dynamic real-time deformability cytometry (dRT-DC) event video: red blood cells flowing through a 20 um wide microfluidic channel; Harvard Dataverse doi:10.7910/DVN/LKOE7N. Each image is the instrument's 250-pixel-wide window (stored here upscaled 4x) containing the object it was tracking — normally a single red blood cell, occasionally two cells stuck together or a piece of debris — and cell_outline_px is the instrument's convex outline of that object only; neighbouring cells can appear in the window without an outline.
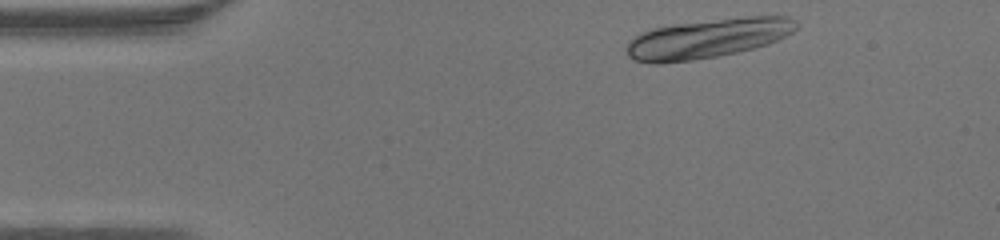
{"species": "human", "species_latin": "Homo sapiens", "temperature_condition": "warm", "stored_images_in_passage": 40, "camera_frame_rate_fps": 3000, "um_per_image_px": 0.085, "donor": {"sex": "male"}, "frame": {"image": 1, "passage_image": 1, "time_ms": 0.0, "image_size_px": [1000, 240], "cell_outline_px": [[800, 24], [792, 32], [768, 44], [736, 52], [716, 56], [692, 60], [660, 64], [652, 64], [636, 60], [628, 56], [624, 48], [628, 40], [640, 32], [652, 28], [676, 24], [744, 16], [788, 16], [796, 20]], "centroid_in_image_um": [60.1, 3.26], "position_along_channel_um": 24.9, "area_um2": 39.13}}
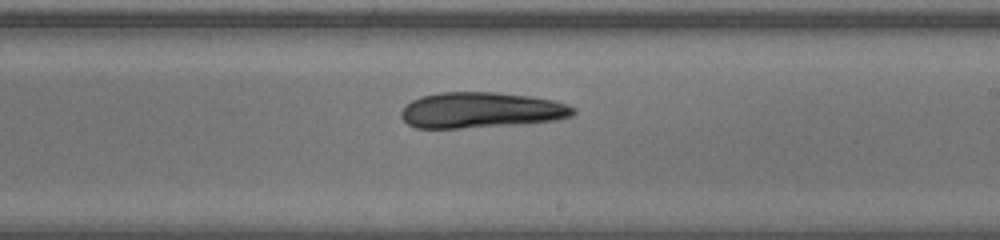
{"frame": {"image": 2, "passage_image": 21, "time_ms": 6.667, "image_size_px": [1000, 240], "cell_outline_px": [[576, 112], [572, 116], [556, 120], [520, 124], [460, 128], [416, 128], [408, 124], [400, 116], [400, 112], [404, 104], [420, 96], [440, 92], [496, 92], [528, 96], [552, 100], [568, 104], [576, 108]], "centroid_in_image_um": [40.87, 9.36], "position_along_channel_um": 248.1, "area_um2": 36.07}}
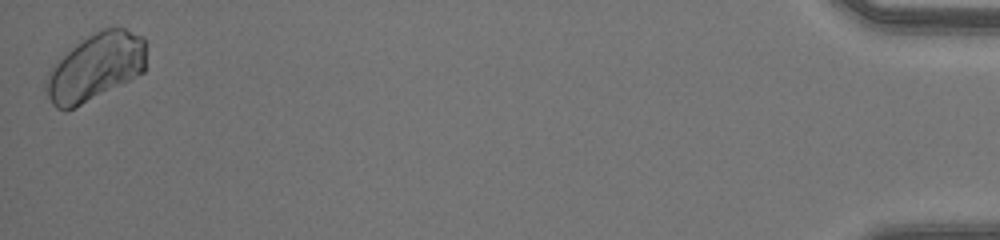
{"frame": {"image": 3, "passage_image": 40, "time_ms": 13.0, "image_size_px": [1000, 240], "cell_outline_px": [[144, 72], [64, 112], [56, 108], [52, 104], [44, 88], [44, 80], [52, 64], [76, 44], [88, 36], [104, 28], [124, 28], [140, 36], [144, 40]], "centroid_in_image_um": [8.05, 5.71], "position_along_channel_um": 427.2, "area_um2": 38.61}}